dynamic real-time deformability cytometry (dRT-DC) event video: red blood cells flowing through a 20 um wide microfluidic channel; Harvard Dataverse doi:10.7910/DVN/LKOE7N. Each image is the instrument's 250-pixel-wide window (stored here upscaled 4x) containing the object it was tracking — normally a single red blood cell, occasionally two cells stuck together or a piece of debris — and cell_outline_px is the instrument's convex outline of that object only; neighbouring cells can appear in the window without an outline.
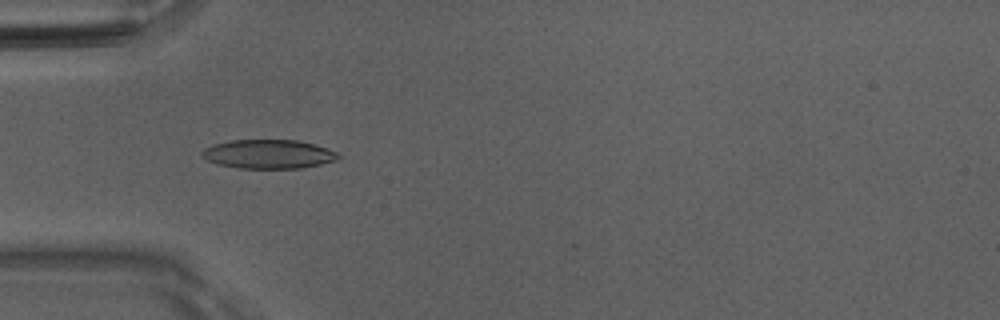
{"species": "Egyptian fruit bat (a non-hibernating species)", "species_latin": "Rousettus aegyptiacus", "temperature_condition": "room temperature", "stored_images_in_passage": 50, "camera_frame_rate_fps": 3000, "um_per_image_px": 0.085, "animal": {"sex": "male"}, "frame": {"image": 1, "passage_image": 16, "time_ms": 5.0, "image_size_px": [1000, 320], "cell_outline_px": [[340, 156], [336, 160], [304, 168], [240, 168], [216, 164], [200, 156], [200, 152], [204, 148], [212, 144], [232, 140], [296, 140], [328, 148], [336, 152]], "centroid_in_image_um": [22.77, 13.1], "position_along_channel_um": 62.2, "area_um2": 23.0}}
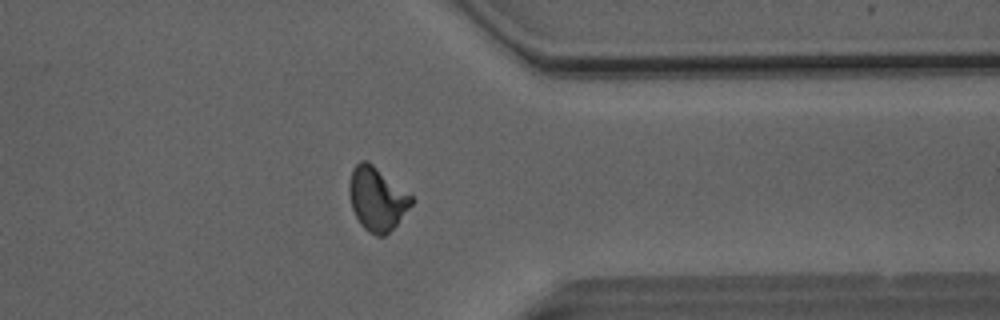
{"frame": {"image": 2, "passage_image": 40, "time_ms": 13.0, "image_size_px": [1000, 320], "cell_outline_px": [[416, 200], [396, 224], [384, 236], [376, 236], [368, 232], [360, 224], [352, 208], [348, 188], [348, 184], [352, 168], [360, 160], [364, 160], [372, 164], [412, 196]], "centroid_in_image_um": [32.03, 16.9], "position_along_channel_um": 379.4, "area_um2": 22.83}}
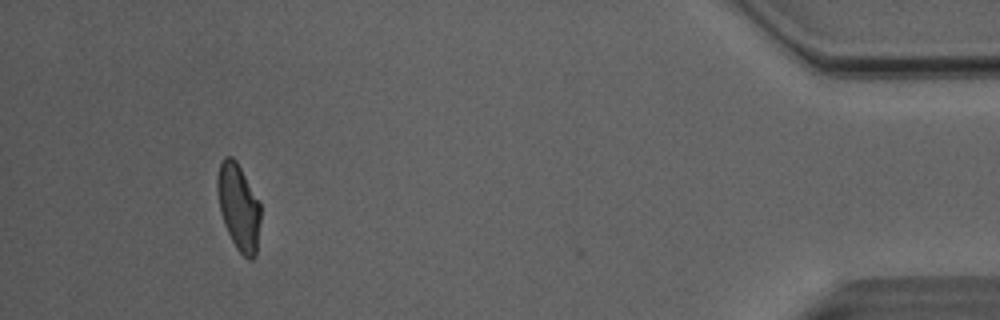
{"frame": {"image": 3, "passage_image": 47, "time_ms": 15.333, "image_size_px": [1000, 320], "cell_outline_px": [[260, 220], [256, 256], [252, 260], [248, 260], [236, 248], [224, 224], [220, 212], [216, 188], [216, 180], [220, 160], [224, 156], [232, 156], [236, 160], [260, 200]], "centroid_in_image_um": [20.28, 17.56], "position_along_channel_um": 414.9, "area_um2": 22.14}, "authors_computed_cell_mechanics": {"area_um2": 22.2819, "velocity_mm_per_s": 4.0712, "shape_relaxation_time_tau1_ms": 4.5581, "shape_relaxation_time_tau2_ms": 0.9673, "deformation_change_tau1": 0.155, "deformation_change_tau2": 0.0585}}